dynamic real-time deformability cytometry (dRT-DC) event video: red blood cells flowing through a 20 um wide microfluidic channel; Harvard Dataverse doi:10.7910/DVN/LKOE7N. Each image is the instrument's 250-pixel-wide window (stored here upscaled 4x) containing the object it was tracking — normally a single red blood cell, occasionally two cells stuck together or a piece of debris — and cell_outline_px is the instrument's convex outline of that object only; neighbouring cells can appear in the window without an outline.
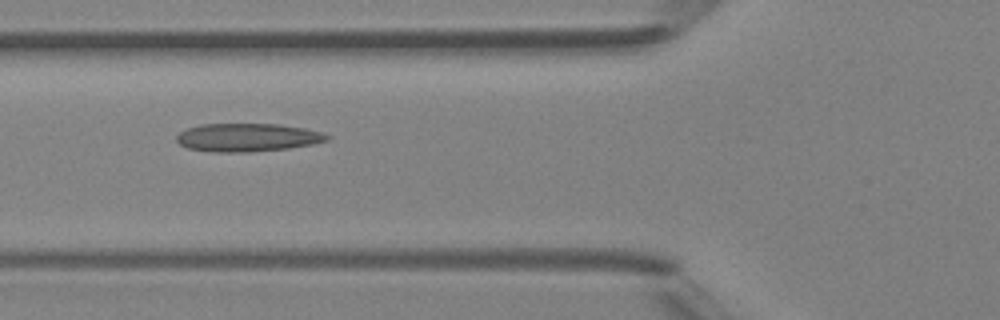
{"species": "Egyptian fruit bat (a non-hibernating species)", "species_latin": "Rousettus aegyptiacus", "temperature_condition": "room temperature", "stored_images_in_passage": 2, "camera_frame_rate_fps": 3000, "um_per_image_px": 0.085, "animal": {"sex": "female"}, "frame": {"image": 1, "passage_image": 2, "time_ms": 1.0, "image_size_px": [1000, 320], "cell_outline_px": [[332, 136], [328, 140], [312, 144], [288, 148], [248, 152], [216, 152], [188, 148], [180, 144], [176, 140], [176, 136], [180, 132], [188, 128], [200, 124], [276, 124], [304, 128], [320, 132]], "centroid_in_image_um": [21.03, 11.68], "position_along_channel_um": 104.8, "area_um2": 24.57}}